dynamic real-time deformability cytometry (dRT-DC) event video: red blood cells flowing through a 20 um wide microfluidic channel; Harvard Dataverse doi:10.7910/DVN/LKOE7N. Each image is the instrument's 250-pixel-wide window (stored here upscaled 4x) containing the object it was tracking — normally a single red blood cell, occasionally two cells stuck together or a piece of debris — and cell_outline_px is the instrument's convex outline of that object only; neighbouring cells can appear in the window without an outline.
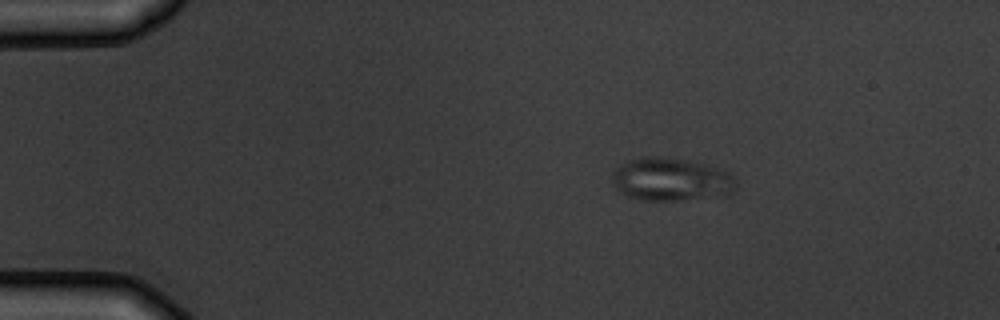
{"species": "common noctule bat (a hibernating species)", "species_latin": "Nyctalus noctula", "temperature_condition": "warm", "stored_images_in_passage": 3, "camera_frame_rate_fps": 3000, "um_per_image_px": 0.085, "animal": {"sex": "male", "body_mass_g": 19.5, "forearm_length_mm": 54.6}, "frame": {"image": 1, "passage_image": 1, "time_ms": 0.0, "image_size_px": [1000, 320], "cell_outline_px": [[736, 184], [732, 192], [724, 196], [676, 200], [640, 200], [628, 196], [620, 192], [612, 184], [612, 172], [620, 164], [628, 160], [648, 156], [660, 156], [684, 160], [704, 164], [732, 172], [736, 180]], "centroid_in_image_um": [57.04, 15.25], "position_along_channel_um": 28.0, "area_um2": 31.27}}